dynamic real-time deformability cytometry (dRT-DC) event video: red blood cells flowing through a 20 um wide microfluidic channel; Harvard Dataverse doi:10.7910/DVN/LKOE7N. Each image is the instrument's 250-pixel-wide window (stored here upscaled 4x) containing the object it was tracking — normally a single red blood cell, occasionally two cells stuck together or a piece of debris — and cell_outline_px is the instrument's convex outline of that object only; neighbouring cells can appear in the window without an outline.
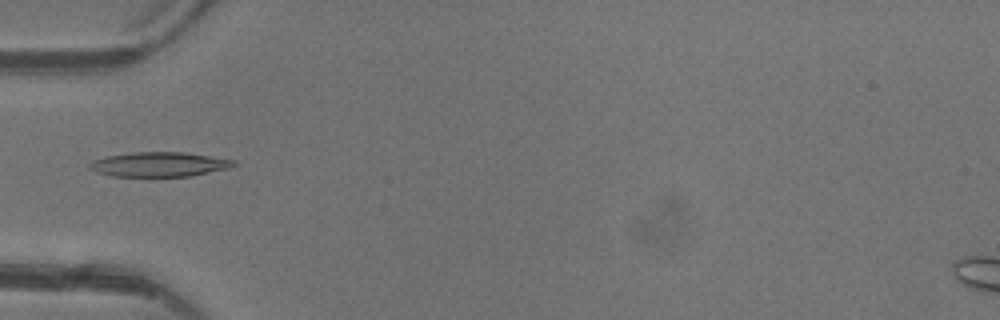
{"species": "common noctule bat (a hibernating species)", "species_latin": "Nyctalus noctula", "temperature_condition": "warm", "stored_images_in_passage": 4, "camera_frame_rate_fps": 3000, "um_per_image_px": 0.085, "animal": {"sex": "female"}, "frame": {"image": 1, "passage_image": 4, "time_ms": 4.333, "image_size_px": [1000, 320], "cell_outline_px": [[236, 164], [228, 168], [192, 176], [112, 176], [96, 172], [88, 168], [88, 164], [92, 160], [104, 156], [132, 152], [184, 152], [236, 160]], "centroid_in_image_um": [13.49, 13.96], "position_along_channel_um": 71.5, "area_um2": 20.75}}